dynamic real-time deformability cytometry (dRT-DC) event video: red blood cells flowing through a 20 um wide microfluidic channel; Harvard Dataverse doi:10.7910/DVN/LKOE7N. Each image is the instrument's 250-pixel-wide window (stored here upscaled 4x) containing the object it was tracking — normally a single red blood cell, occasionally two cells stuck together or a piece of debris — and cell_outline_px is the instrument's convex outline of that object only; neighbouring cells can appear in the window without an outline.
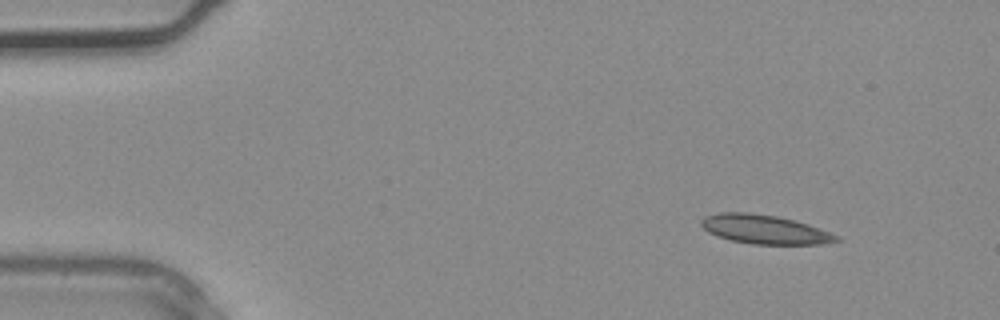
{"species": "common noctule bat (a hibernating species)", "species_latin": "Nyctalus noctula", "temperature_condition": "warm", "stored_images_in_passage": 3, "camera_frame_rate_fps": 3000, "um_per_image_px": 0.085, "animal": {"sex": "male", "body_mass_g": 20.4}, "frame": {"image": 1, "passage_image": 1, "time_ms": 0.0, "image_size_px": [1000, 320], "cell_outline_px": [[840, 240], [820, 244], [752, 244], [732, 240], [716, 236], [708, 232], [700, 224], [700, 220], [704, 216], [720, 212], [748, 212], [776, 216], [808, 224], [840, 236]], "centroid_in_image_um": [64.96, 19.49], "position_along_channel_um": 20.0, "area_um2": 22.77}}
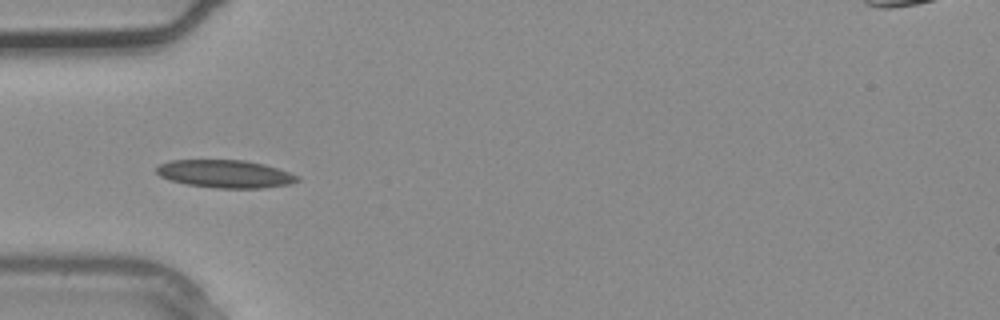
{"frame": {"image": 2, "passage_image": 3, "time_ms": 0.667, "image_size_px": [1000, 320], "cell_outline_px": [[300, 180], [288, 184], [264, 188], [216, 188], [188, 184], [172, 180], [160, 176], [156, 172], [156, 168], [160, 164], [168, 160], [244, 160], [264, 164], [300, 176]], "centroid_in_image_um": [19.15, 14.77], "position_along_channel_um": 65.9, "area_um2": 22.72}}